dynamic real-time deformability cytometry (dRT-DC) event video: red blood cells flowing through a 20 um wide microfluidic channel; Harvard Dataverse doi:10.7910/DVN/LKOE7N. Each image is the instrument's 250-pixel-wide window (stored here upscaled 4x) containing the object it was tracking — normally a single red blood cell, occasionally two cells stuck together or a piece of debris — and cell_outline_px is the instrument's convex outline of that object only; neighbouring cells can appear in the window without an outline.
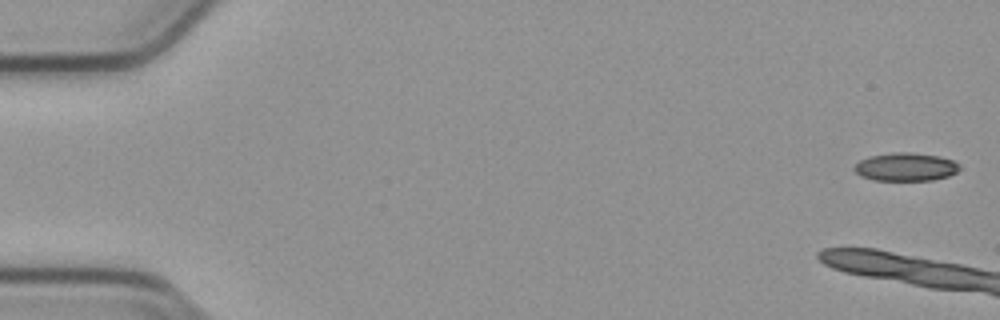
{"species": "common noctule bat (a hibernating species)", "species_latin": "Nyctalus noctula", "temperature_condition": "cold", "stored_images_in_passage": 7, "camera_frame_rate_fps": 3000, "um_per_image_px": 0.085, "animal": {"sex": "male", "body_mass_g": 23.1, "forearm_length_mm": 52.7}, "frame": {"image": 1, "passage_image": 1, "time_ms": 0.0, "image_size_px": [1000, 320], "cell_outline_px": [[960, 168], [956, 172], [948, 176], [932, 180], [872, 180], [860, 176], [852, 168], [860, 160], [868, 156], [892, 152], [908, 152], [940, 156], [952, 160], [960, 164]], "centroid_in_image_um": [76.96, 14.18], "position_along_channel_um": 8.0, "area_um2": 17.4}}